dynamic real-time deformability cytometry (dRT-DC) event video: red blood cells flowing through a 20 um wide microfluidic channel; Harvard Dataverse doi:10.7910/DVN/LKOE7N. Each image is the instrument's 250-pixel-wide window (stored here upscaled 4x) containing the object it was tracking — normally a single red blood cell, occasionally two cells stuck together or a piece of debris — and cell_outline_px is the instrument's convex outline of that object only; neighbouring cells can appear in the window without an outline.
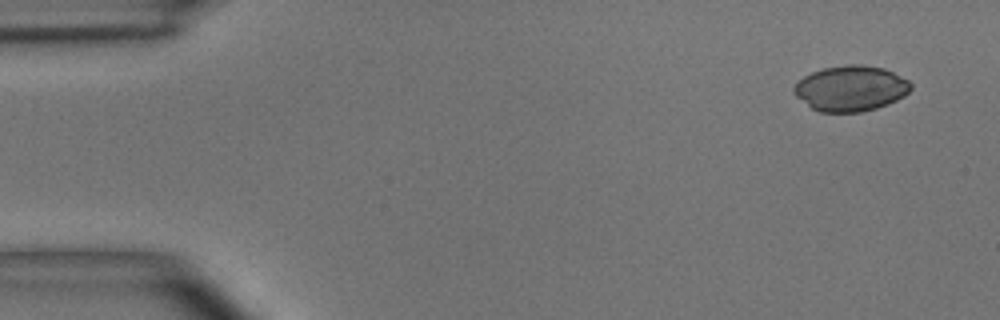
{"species": "common noctule bat (a hibernating species)", "species_latin": "Nyctalus noctula", "temperature_condition": "room temperature", "stored_images_in_passage": 4, "camera_frame_rate_fps": 3000, "um_per_image_px": 0.085, "animal": {"sex": "male", "body_mass_g": 15.6}, "frame": {"image": 1, "passage_image": 1, "time_ms": 0.0, "image_size_px": [1000, 320], "cell_outline_px": [[912, 88], [904, 96], [888, 104], [876, 108], [860, 112], [820, 112], [812, 108], [796, 96], [792, 92], [792, 88], [796, 80], [812, 72], [824, 68], [844, 64], [860, 64], [884, 68], [908, 80], [912, 84]], "centroid_in_image_um": [72.29, 7.51], "position_along_channel_um": 12.7, "area_um2": 31.15}}